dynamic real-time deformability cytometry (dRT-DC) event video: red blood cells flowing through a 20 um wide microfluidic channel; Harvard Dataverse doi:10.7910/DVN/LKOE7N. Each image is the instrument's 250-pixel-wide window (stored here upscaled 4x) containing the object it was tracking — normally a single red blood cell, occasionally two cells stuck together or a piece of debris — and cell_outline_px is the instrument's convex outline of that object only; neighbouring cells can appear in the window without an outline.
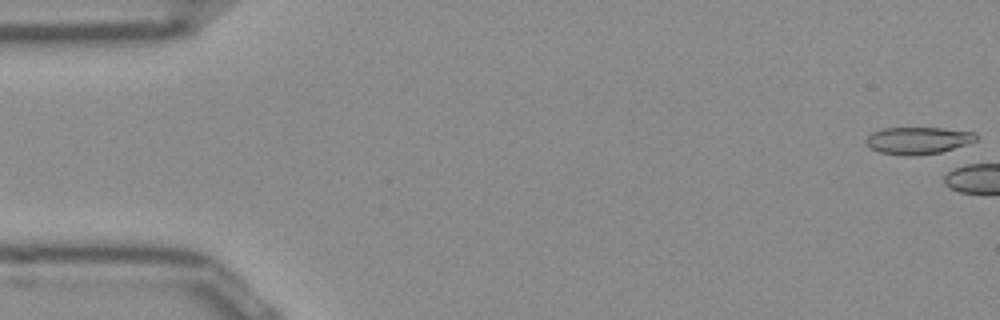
{"species": "Egyptian fruit bat (a non-hibernating species)", "species_latin": "Rousettus aegyptiacus", "temperature_condition": "room temperature", "stored_images_in_passage": 4, "camera_frame_rate_fps": 3000, "um_per_image_px": 0.085, "frame": {"image": 1, "passage_image": 1, "time_ms": 0.0, "image_size_px": [1000, 320], "cell_outline_px": [[976, 140], [968, 144], [940, 152], [912, 156], [908, 156], [880, 152], [864, 144], [864, 140], [872, 132], [884, 128], [940, 128], [976, 132]], "centroid_in_image_um": [78.01, 11.94], "position_along_channel_um": 7.0, "area_um2": 17.34}}